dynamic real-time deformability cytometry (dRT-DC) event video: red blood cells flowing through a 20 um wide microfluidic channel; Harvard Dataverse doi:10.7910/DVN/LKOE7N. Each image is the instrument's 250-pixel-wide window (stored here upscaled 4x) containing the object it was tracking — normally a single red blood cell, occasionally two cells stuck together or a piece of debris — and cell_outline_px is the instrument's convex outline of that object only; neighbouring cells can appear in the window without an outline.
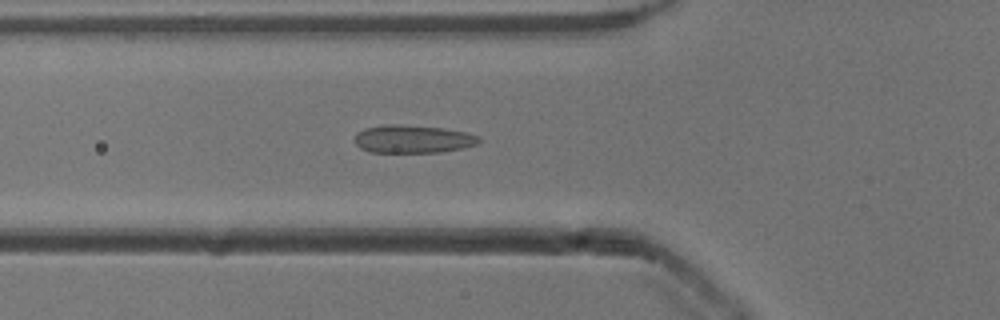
{"species": "common noctule bat (a hibernating species)", "species_latin": "Nyctalus noctula", "temperature_condition": "cold", "stored_images_in_passage": 6, "camera_frame_rate_fps": 3000, "um_per_image_px": 0.085, "animal": {"sex": "male", "body_mass_g": 13.3}, "frame": {"image": 1, "passage_image": 5, "time_ms": 1.333, "image_size_px": [1000, 320], "cell_outline_px": [[480, 140], [476, 144], [464, 148], [440, 152], [368, 152], [360, 148], [356, 144], [356, 132], [364, 128], [384, 124], [400, 124], [444, 128], [468, 132], [480, 136]], "centroid_in_image_um": [35.1, 11.81], "position_along_channel_um": 90.7, "area_um2": 20.46}}